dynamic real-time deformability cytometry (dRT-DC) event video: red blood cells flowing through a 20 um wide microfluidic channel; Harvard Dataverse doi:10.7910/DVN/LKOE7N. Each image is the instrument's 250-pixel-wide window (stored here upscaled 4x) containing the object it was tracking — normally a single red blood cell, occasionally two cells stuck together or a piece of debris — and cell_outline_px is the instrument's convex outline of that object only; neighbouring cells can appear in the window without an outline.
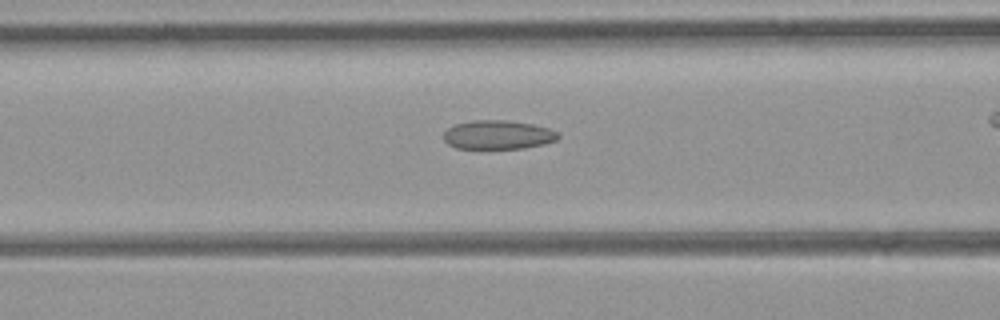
{"species": "common noctule bat (a hibernating species)", "species_latin": "Nyctalus noctula", "temperature_condition": "room temperature", "stored_images_in_passage": 24, "camera_frame_rate_fps": 3000, "um_per_image_px": 0.085, "animal": {"sex": "female", "body_mass_g": 21.9}, "frame": {"image": 1, "passage_image": 6, "time_ms": 1.667, "image_size_px": [1000, 320], "cell_outline_px": [[560, 136], [556, 140], [544, 144], [524, 148], [456, 148], [448, 144], [444, 140], [444, 132], [448, 128], [456, 124], [472, 120], [508, 120], [532, 124], [548, 128], [556, 132]], "centroid_in_image_um": [42.32, 11.45], "position_along_channel_um": 124.3, "area_um2": 19.19}}
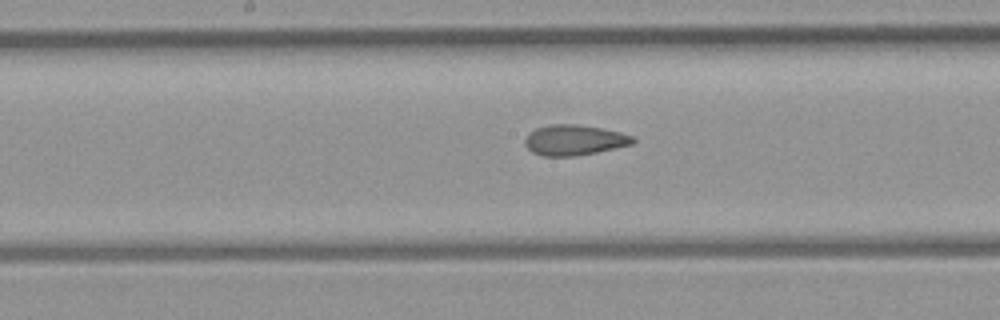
{"frame": {"image": 2, "passage_image": 11, "time_ms": 3.333, "image_size_px": [1000, 320], "cell_outline_px": [[636, 140], [632, 144], [596, 152], [576, 156], [540, 156], [532, 152], [524, 144], [524, 140], [536, 128], [552, 124], [572, 124], [600, 128], [620, 132], [632, 136]], "centroid_in_image_um": [48.8, 11.92], "position_along_channel_um": 199.4, "area_um2": 18.9}}
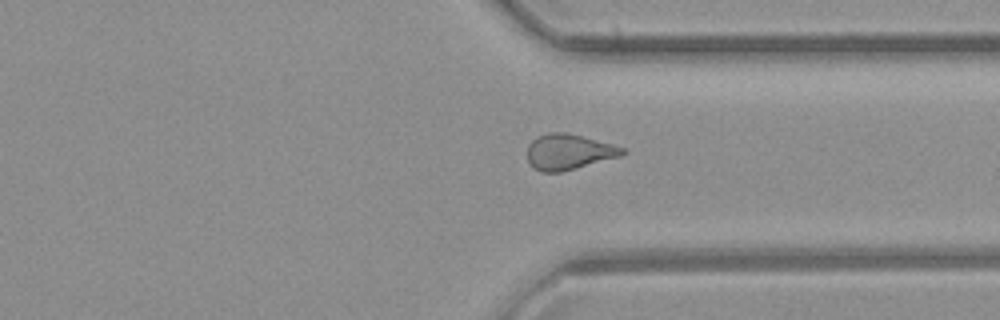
{"frame": {"image": 3, "passage_image": 22, "time_ms": 7.0, "image_size_px": [1000, 320], "cell_outline_px": [[628, 152], [620, 156], [560, 172], [540, 172], [528, 160], [528, 144], [536, 136], [548, 132], [564, 132], [612, 144], [624, 148]], "centroid_in_image_um": [48.33, 12.9], "position_along_channel_um": 363.1, "area_um2": 19.42}}